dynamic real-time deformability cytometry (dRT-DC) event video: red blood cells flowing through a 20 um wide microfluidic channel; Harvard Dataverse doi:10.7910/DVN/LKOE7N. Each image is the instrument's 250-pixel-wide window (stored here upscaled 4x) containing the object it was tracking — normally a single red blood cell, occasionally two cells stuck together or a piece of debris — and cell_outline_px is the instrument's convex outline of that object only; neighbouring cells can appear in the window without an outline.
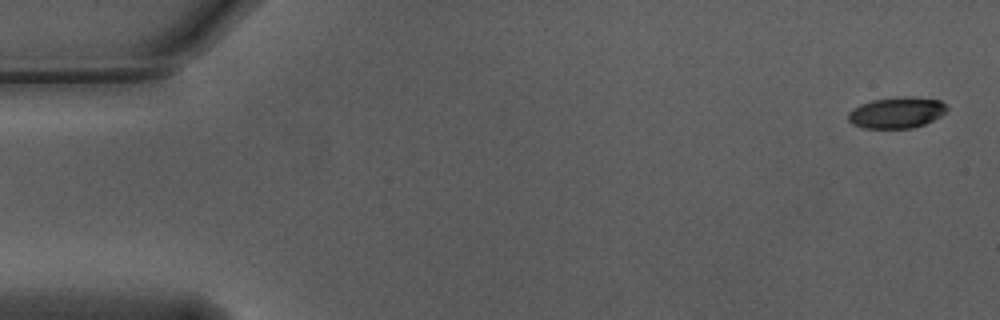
{"species": "Egyptian fruit bat (a non-hibernating species)", "species_latin": "Rousettus aegyptiacus", "temperature_condition": "warm", "stored_images_in_passage": 55, "camera_frame_rate_fps": 3000, "um_per_image_px": 0.085, "animal": {"sex": "male"}, "frame": {"image": 1, "passage_image": 1, "time_ms": 0.0, "image_size_px": [1000, 320], "cell_outline_px": [[948, 112], [924, 124], [912, 128], [864, 128], [852, 124], [848, 120], [848, 112], [860, 104], [872, 100], [904, 96], [940, 100], [948, 108]], "centroid_in_image_um": [76.21, 9.57], "position_along_channel_um": 8.8, "area_um2": 17.86}}
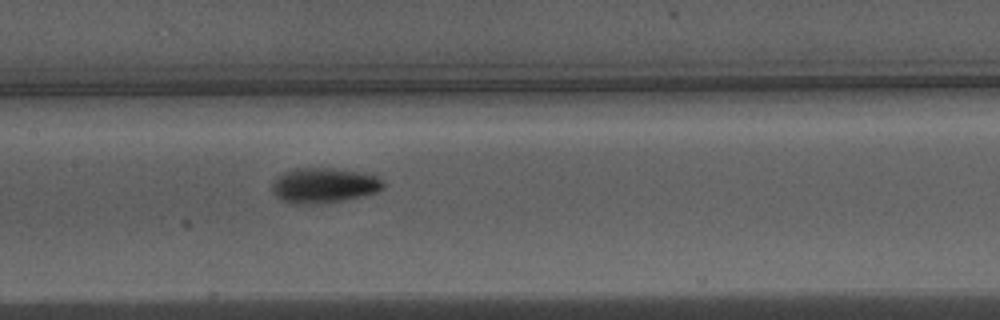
{"frame": {"image": 2, "passage_image": 26, "time_ms": 8.333, "image_size_px": [1000, 320], "cell_outline_px": [[384, 188], [376, 192], [360, 196], [340, 200], [304, 204], [292, 204], [284, 200], [272, 192], [272, 184], [276, 176], [284, 172], [296, 168], [328, 168], [356, 172], [376, 176], [384, 180]], "centroid_in_image_um": [27.51, 15.74], "position_along_channel_um": 179.9, "area_um2": 22.25}}
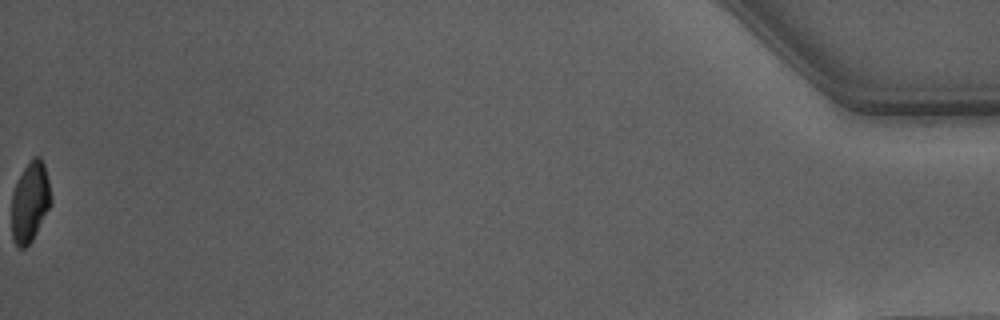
{"frame": {"image": 3, "passage_image": 55, "time_ms": 18.0, "image_size_px": [1000, 320], "cell_outline_px": [[52, 204], [32, 240], [24, 248], [20, 248], [12, 240], [12, 192], [24, 168], [32, 156], [40, 156], [44, 164], [52, 196]], "centroid_in_image_um": [2.57, 17.15], "position_along_channel_um": 432.6, "area_um2": 18.44}, "authors_computed_cell_mechanics": {"area_um2": 20.1144, "velocity_mm_per_s": 3.7432, "shape_relaxation_time_tau1_ms": 3.1908, "shape_relaxation_time_tau2_ms": 2.2977, "deformation_change_tau1": 0.1844, "deformation_change_tau2": 0.0728}}